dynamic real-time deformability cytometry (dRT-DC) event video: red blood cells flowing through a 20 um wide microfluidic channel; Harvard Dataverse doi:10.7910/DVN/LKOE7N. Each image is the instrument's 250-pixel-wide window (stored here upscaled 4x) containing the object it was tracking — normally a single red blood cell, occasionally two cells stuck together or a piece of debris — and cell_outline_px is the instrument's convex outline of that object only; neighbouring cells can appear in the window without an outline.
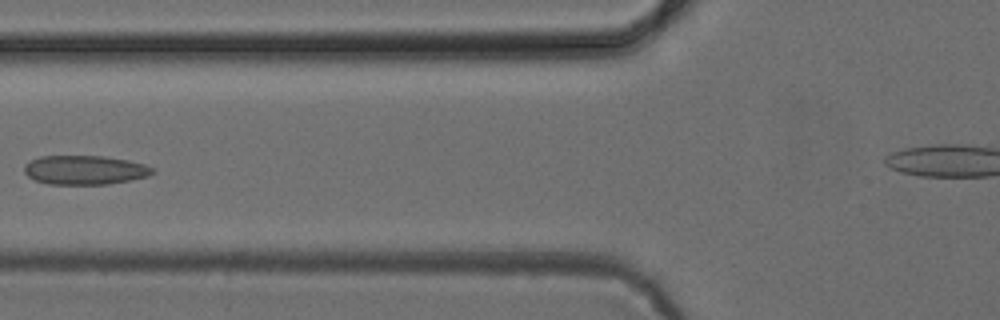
{"species": "common noctule bat (a hibernating species)", "species_latin": "Nyctalus noctula", "temperature_condition": "cold", "stored_images_in_passage": 7, "segment_of_instrument_passage": [1, 2], "camera_frame_rate_fps": 3000, "um_per_image_px": 0.085, "animal": {"sex": "female", "body_mass_g": 24.6, "forearm_length_mm": 56.2}, "frame": {"image": 1, "passage_image": 6, "time_ms": 6.0, "image_size_px": [1000, 320], "cell_outline_px": [[156, 172], [148, 176], [132, 180], [108, 184], [48, 184], [36, 180], [28, 176], [24, 172], [24, 164], [40, 156], [104, 156], [128, 160], [144, 164], [156, 168]], "centroid_in_image_um": [7.25, 14.45], "position_along_channel_um": 118.5, "area_um2": 21.91}}